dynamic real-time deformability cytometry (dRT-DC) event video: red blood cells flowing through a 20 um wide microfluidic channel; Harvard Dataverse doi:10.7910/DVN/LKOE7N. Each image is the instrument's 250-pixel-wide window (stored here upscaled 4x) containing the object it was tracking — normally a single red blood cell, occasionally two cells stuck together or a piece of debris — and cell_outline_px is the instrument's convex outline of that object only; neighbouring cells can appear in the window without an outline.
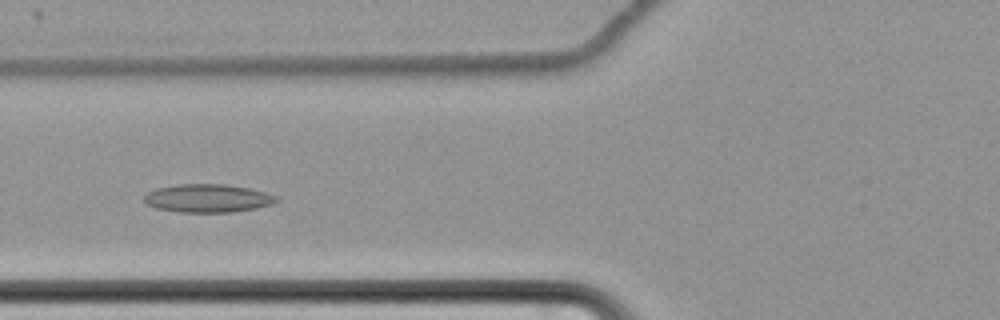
{"species": "common noctule bat (a hibernating species)", "species_latin": "Nyctalus noctula", "temperature_condition": "cold", "stored_images_in_passage": 60, "camera_frame_rate_fps": 3000, "um_per_image_px": 0.085, "animal": {"sex": "female", "body_mass_g": 22.7, "forearm_length_mm": 54.2}, "frame": {"image": 1, "passage_image": 24, "time_ms": 7.667, "image_size_px": [1000, 320], "cell_outline_px": [[280, 200], [272, 204], [256, 208], [232, 212], [180, 212], [156, 208], [148, 204], [144, 200], [144, 196], [148, 192], [156, 188], [176, 184], [224, 184], [248, 188], [264, 192], [276, 196]], "centroid_in_image_um": [17.65, 16.85], "position_along_channel_um": 108.1, "area_um2": 21.68}}
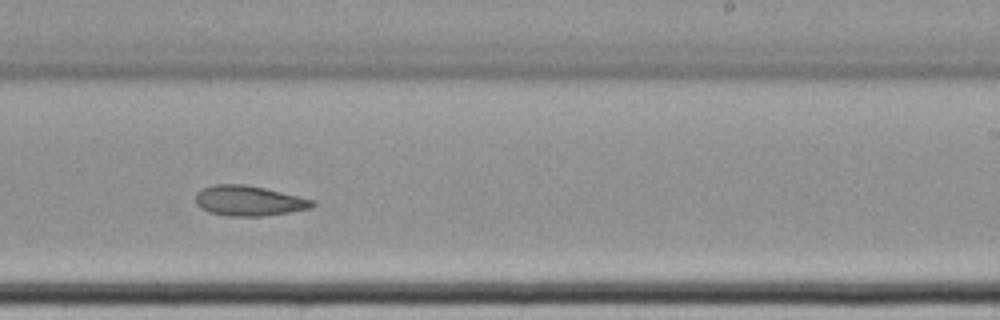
{"frame": {"image": 2, "passage_image": 38, "time_ms": 12.333, "image_size_px": [1000, 320], "cell_outline_px": [[316, 204], [312, 208], [264, 216], [232, 216], [208, 212], [200, 208], [196, 204], [196, 192], [204, 188], [216, 184], [244, 184], [264, 188], [316, 200]], "centroid_in_image_um": [21.17, 17.07], "position_along_channel_um": 267.8, "area_um2": 20.52}}
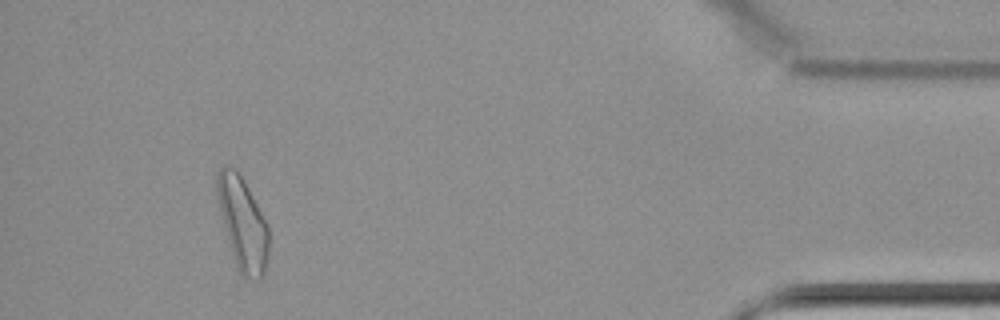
{"frame": {"image": 3, "passage_image": 56, "time_ms": 18.333, "image_size_px": [1000, 320], "cell_outline_px": [[268, 252], [264, 276], [260, 280], [248, 280], [240, 276], [236, 268], [228, 244], [216, 196], [216, 172], [220, 168], [236, 168], [240, 172], [268, 224]], "centroid_in_image_um": [20.62, 19.05], "position_along_channel_um": 414.6, "area_um2": 28.44}, "authors_computed_cell_mechanics": {"area_um2": 23.0911, "velocity_mm_per_s": 3.4275, "shape_relaxation_time_tau1_ms": null, "shape_relaxation_time_tau2_ms": 11.0794, "deformation_change_tau1": null, "deformation_change_tau2": 0.168}}